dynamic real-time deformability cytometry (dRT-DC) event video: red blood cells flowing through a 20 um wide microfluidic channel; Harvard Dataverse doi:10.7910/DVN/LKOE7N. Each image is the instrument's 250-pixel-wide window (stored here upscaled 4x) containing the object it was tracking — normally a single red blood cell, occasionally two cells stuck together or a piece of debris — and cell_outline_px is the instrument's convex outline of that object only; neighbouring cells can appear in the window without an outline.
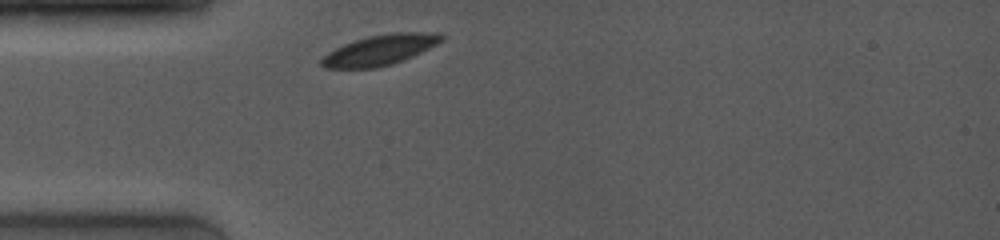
{"species": "common noctule bat (a hibernating species)", "species_latin": "Nyctalus noctula", "temperature_condition": "room temperature", "stored_images_in_passage": 6, "camera_frame_rate_fps": 4000, "um_per_image_px": 0.085, "animal": {"sex": "female", "body_mass_g": 19.0, "forearm_length_mm": 53.3}, "frame": {"image": 1, "passage_image": 1, "time_ms": 0.0, "image_size_px": [1000, 240], "cell_outline_px": [[444, 40], [404, 60], [392, 64], [376, 68], [324, 68], [320, 64], [320, 60], [328, 52], [344, 44], [368, 36], [392, 32], [440, 32], [444, 36]], "centroid_in_image_um": [32.31, 4.24], "position_along_channel_um": 52.7, "area_um2": 21.21}}
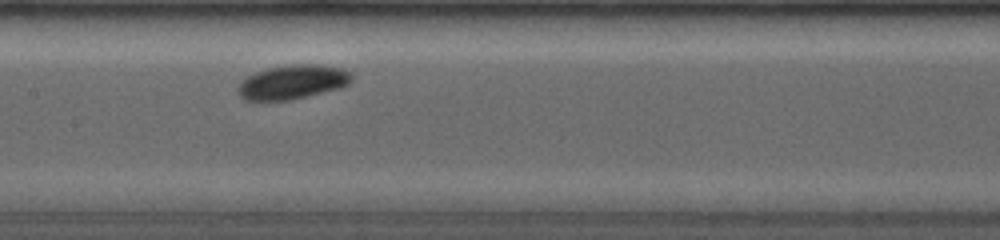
{"frame": {"image": 2, "passage_image": 5, "time_ms": 3.5, "image_size_px": [1000, 240], "cell_outline_px": [[352, 80], [348, 84], [340, 88], [292, 100], [244, 100], [236, 92], [236, 88], [248, 76], [256, 72], [268, 68], [292, 64], [316, 64], [344, 68], [352, 72]], "centroid_in_image_um": [24.9, 6.97], "position_along_channel_um": 182.5, "area_um2": 22.77}}